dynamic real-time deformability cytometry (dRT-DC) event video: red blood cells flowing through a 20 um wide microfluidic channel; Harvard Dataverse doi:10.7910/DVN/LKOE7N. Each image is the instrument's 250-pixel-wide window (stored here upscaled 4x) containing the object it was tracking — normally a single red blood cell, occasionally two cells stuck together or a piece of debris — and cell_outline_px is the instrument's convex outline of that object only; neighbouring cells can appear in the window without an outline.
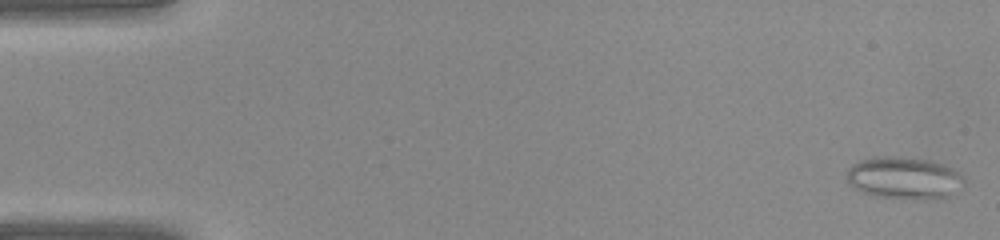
{"species": "common noctule bat (a hibernating species)", "species_latin": "Nyctalus noctula", "temperature_condition": "warm", "stored_images_in_passage": 40, "camera_frame_rate_fps": 3000, "um_per_image_px": 0.085, "animal": {"sex": "female", "body_mass_g": 22.0, "forearm_length_mm": 56.7}, "frame": {"image": 1, "passage_image": 1, "time_ms": 0.0, "image_size_px": [1000, 240], "cell_outline_px": [[964, 180], [944, 200], [924, 200], [876, 196], [860, 192], [848, 184], [848, 168], [852, 164], [860, 160], [872, 156], [896, 156], [928, 160], [940, 164], [956, 172]], "centroid_in_image_um": [76.76, 15.14], "position_along_channel_um": 8.2, "area_um2": 28.67}}
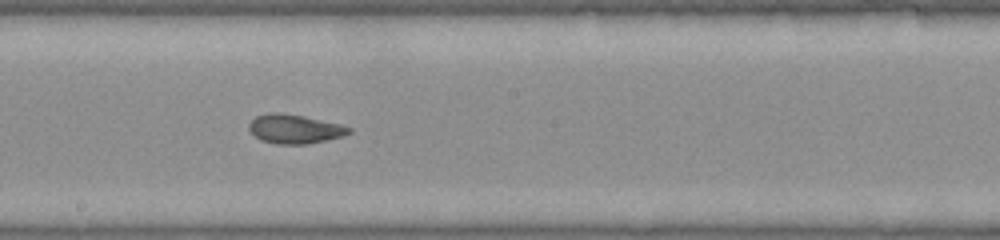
{"frame": {"image": 2, "passage_image": 22, "time_ms": 7.0, "image_size_px": [1000, 240], "cell_outline_px": [[352, 132], [344, 136], [328, 140], [308, 144], [276, 144], [260, 140], [248, 128], [248, 124], [256, 116], [272, 112], [276, 112], [304, 116], [340, 124], [352, 128]], "centroid_in_image_um": [25.07, 10.97], "position_along_channel_um": 223.1, "area_um2": 16.99}}
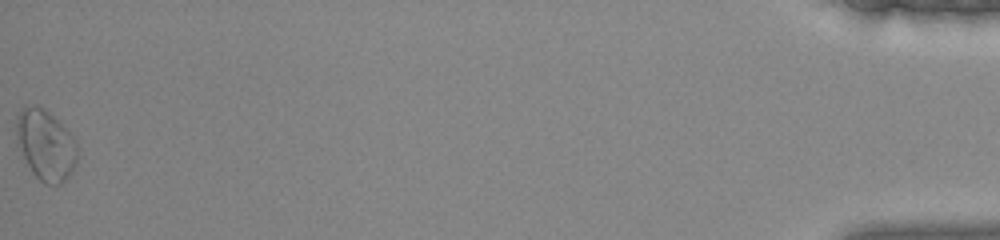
{"frame": {"image": 3, "passage_image": 40, "time_ms": 13.0, "image_size_px": [1000, 240], "cell_outline_px": [[76, 164], [68, 176], [60, 184], [44, 184], [32, 172], [16, 140], [16, 116], [24, 108], [32, 104], [48, 112], [76, 140]], "centroid_in_image_um": [3.86, 12.34], "position_along_channel_um": 431.3, "area_um2": 24.39}}